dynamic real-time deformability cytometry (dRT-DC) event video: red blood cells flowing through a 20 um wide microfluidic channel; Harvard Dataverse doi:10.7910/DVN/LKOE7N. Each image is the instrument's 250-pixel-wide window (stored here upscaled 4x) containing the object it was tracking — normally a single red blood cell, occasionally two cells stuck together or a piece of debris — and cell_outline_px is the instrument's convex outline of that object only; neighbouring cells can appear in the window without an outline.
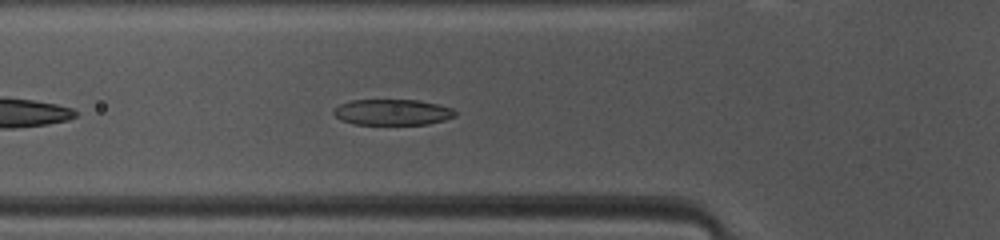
{"species": "common noctule bat (a hibernating species)", "species_latin": "Nyctalus noctula", "temperature_condition": "warm", "stored_images_in_passage": 29, "camera_frame_rate_fps": 3000, "um_per_image_px": 0.085, "animal": {"sex": "female", "body_mass_g": 10.0, "forearm_length_mm": 53.1}, "frame": {"image": 1, "passage_image": 3, "time_ms": 0.667, "image_size_px": [1000, 240], "cell_outline_px": [[456, 116], [444, 120], [428, 124], [356, 124], [340, 120], [332, 112], [332, 108], [340, 104], [352, 100], [420, 100], [440, 104], [452, 108], [456, 112]], "centroid_in_image_um": [33.36, 9.53], "position_along_channel_um": 92.4, "area_um2": 18.44}}
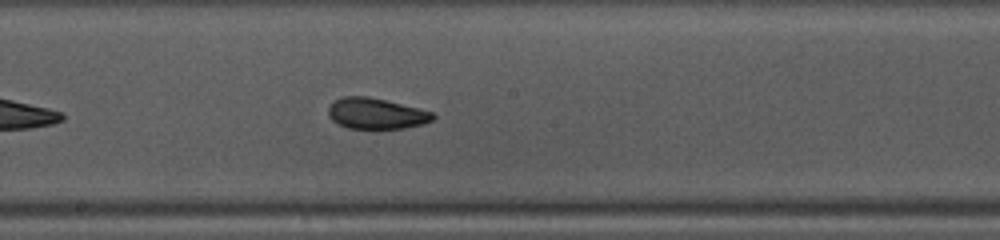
{"frame": {"image": 2, "passage_image": 12, "time_ms": 3.667, "image_size_px": [1000, 240], "cell_outline_px": [[436, 116], [432, 120], [424, 124], [404, 128], [348, 128], [332, 120], [328, 116], [328, 108], [336, 100], [344, 96], [368, 96], [420, 108], [432, 112]], "centroid_in_image_um": [31.99, 9.64], "position_along_channel_um": 216.2, "area_um2": 18.73}}
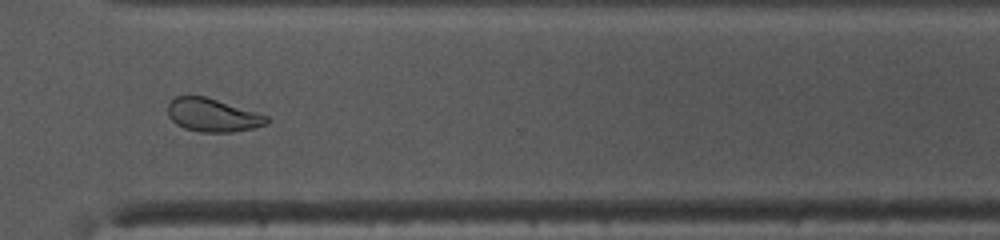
{"frame": {"image": 3, "passage_image": 22, "time_ms": 7.0, "image_size_px": [1000, 240], "cell_outline_px": [[268, 124], [256, 128], [232, 132], [200, 132], [184, 128], [176, 124], [168, 116], [168, 104], [176, 96], [208, 96], [268, 116]], "centroid_in_image_um": [18.09, 9.79], "position_along_channel_um": 352.5, "area_um2": 19.31}, "authors_computed_cell_mechanics": {"area_um2": 19.3052, "velocity_mm_per_s": 4.1009, "shape_relaxation_time_tau1_ms": 2.8301, "shape_relaxation_time_tau2_ms": 1.3741, "deformation_change_tau1": 0.1256, "deformation_change_tau2": 0.0722}}